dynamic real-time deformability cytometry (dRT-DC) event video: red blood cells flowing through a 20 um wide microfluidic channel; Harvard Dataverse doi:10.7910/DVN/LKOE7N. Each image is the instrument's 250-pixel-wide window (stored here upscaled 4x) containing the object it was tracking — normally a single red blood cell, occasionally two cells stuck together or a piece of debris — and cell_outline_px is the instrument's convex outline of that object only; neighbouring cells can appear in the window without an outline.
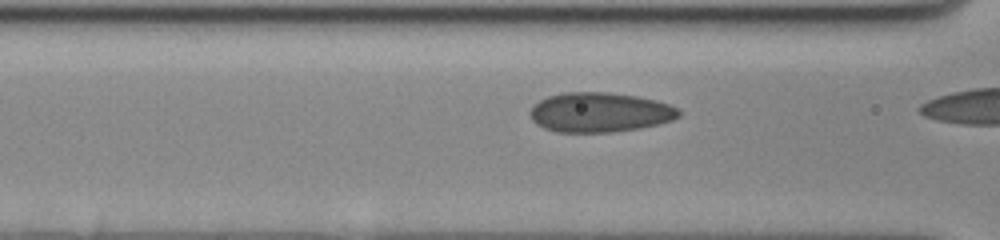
{"species": "human", "species_latin": "Homo sapiens", "temperature_condition": "cold", "stored_images_in_passage": 16, "segment_of_instrument_passage": [2, 2], "camera_frame_rate_fps": 3000, "um_per_image_px": 0.085, "donor": {"sex": "female"}, "frame": {"image": 1, "passage_image": 15, "time_ms": 4.667, "image_size_px": [1000, 240], "cell_outline_px": [[680, 116], [672, 120], [640, 128], [612, 132], [556, 132], [544, 128], [536, 124], [532, 120], [528, 112], [540, 100], [548, 96], [564, 92], [608, 92], [636, 96], [656, 100], [668, 104], [676, 108], [680, 112]], "centroid_in_image_um": [50.95, 9.55], "position_along_channel_um": 115.6, "area_um2": 34.33}}